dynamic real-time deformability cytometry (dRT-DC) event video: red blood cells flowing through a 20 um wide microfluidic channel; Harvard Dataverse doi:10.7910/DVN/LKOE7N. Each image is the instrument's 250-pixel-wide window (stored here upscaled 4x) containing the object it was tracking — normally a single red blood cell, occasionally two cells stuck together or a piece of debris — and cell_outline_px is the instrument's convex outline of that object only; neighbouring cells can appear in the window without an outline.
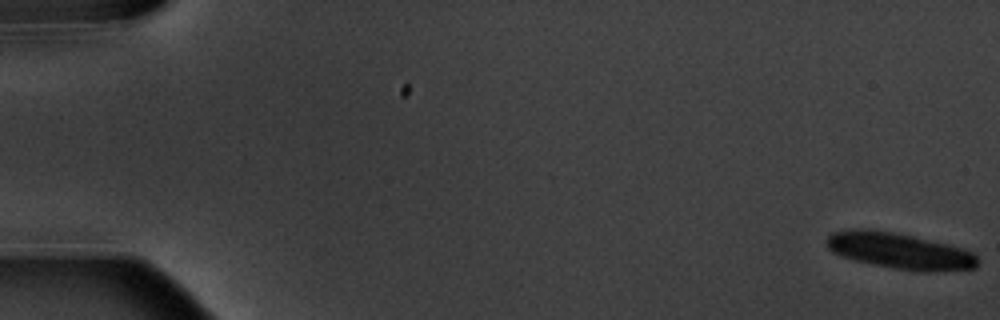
{"species": "common noctule bat (a hibernating species)", "species_latin": "Nyctalus noctula", "temperature_condition": "warm", "stored_images_in_passage": 6, "camera_frame_rate_fps": 3000, "um_per_image_px": 0.085, "animal": {"sex": "male", "body_mass_g": 20.1, "forearm_length_mm": 53.5}, "frame": {"image": 1, "passage_image": 1, "time_ms": 0.0, "image_size_px": [1000, 320], "cell_outline_px": [[980, 260], [976, 268], [936, 272], [920, 272], [892, 268], [872, 264], [856, 260], [832, 252], [828, 248], [828, 236], [832, 232], [856, 228], [860, 228], [892, 232], [912, 236], [948, 244], [964, 248], [972, 252]], "centroid_in_image_um": [76.53, 21.34], "position_along_channel_um": 8.5, "area_um2": 31.73}}